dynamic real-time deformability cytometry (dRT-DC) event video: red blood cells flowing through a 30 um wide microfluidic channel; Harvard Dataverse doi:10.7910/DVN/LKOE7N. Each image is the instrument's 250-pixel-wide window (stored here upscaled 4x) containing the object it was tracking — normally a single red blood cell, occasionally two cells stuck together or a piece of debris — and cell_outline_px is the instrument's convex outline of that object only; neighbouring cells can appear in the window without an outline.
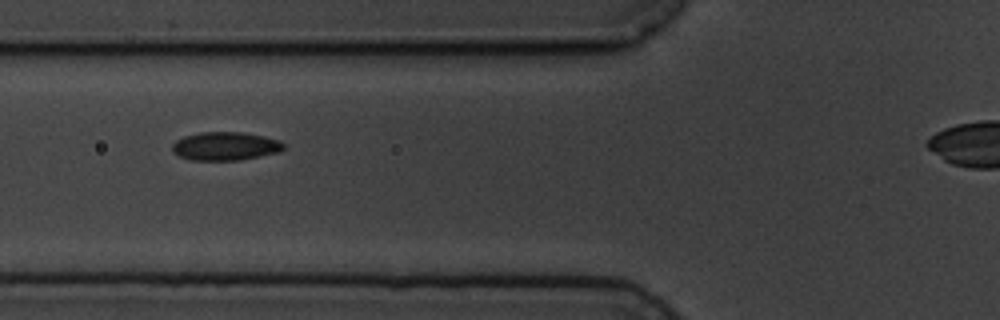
{"species": "common noctule bat (a hibernating species)", "species_latin": "Nyctalus noctula", "temperature_condition": "cold", "stored_images_in_passage": 4, "camera_frame_rate_fps": 3000, "um_per_image_px": 0.085, "animal": {"sex": "male", "body_mass_g": 19.5, "forearm_length_mm": 54.6}, "frame": {"image": 1, "passage_image": 3, "time_ms": 2.333, "image_size_px": [1000, 320], "cell_outline_px": [[284, 148], [280, 152], [240, 160], [188, 160], [172, 152], [172, 144], [176, 140], [184, 136], [200, 132], [240, 132], [264, 136], [280, 140], [284, 144]], "centroid_in_image_um": [19.14, 12.42], "position_along_channel_um": 106.7, "area_um2": 18.55}}
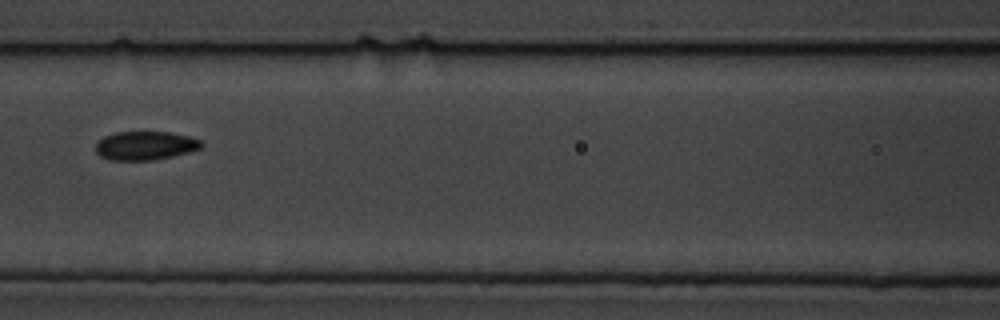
{"frame": {"image": 2, "passage_image": 4, "time_ms": 3.667, "image_size_px": [1000, 320], "cell_outline_px": [[204, 144], [200, 148], [188, 152], [172, 156], [152, 160], [108, 160], [100, 156], [96, 152], [96, 144], [104, 136], [116, 132], [168, 132], [188, 136], [200, 140]], "centroid_in_image_um": [12.33, 12.38], "position_along_channel_um": 154.3, "area_um2": 17.57}}